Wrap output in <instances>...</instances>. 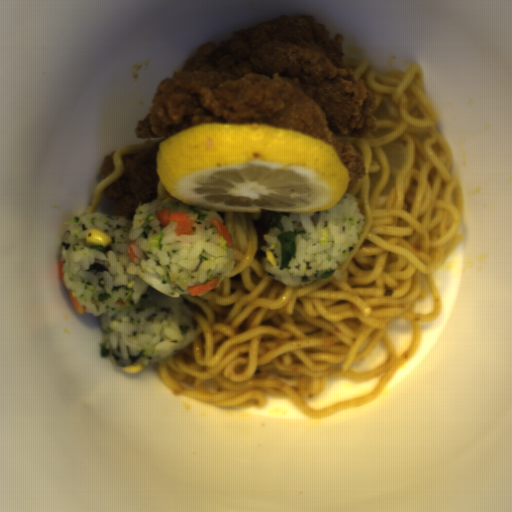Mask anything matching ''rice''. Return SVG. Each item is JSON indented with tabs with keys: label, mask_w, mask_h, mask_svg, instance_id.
Wrapping results in <instances>:
<instances>
[{
	"label": "rice",
	"mask_w": 512,
	"mask_h": 512,
	"mask_svg": "<svg viewBox=\"0 0 512 512\" xmlns=\"http://www.w3.org/2000/svg\"><path fill=\"white\" fill-rule=\"evenodd\" d=\"M189 211L191 236L177 235L175 222L160 227L155 210ZM210 219L225 225L217 211L160 199L135 208L130 218L97 211L73 220L61 244L66 290L100 318L101 356L122 368L147 367L184 349L197 336L196 317L186 300L188 288L218 278L235 268L233 245L218 234ZM111 237L107 246H87L88 230ZM137 241L130 262L128 245Z\"/></svg>",
	"instance_id": "1"
},
{
	"label": "rice",
	"mask_w": 512,
	"mask_h": 512,
	"mask_svg": "<svg viewBox=\"0 0 512 512\" xmlns=\"http://www.w3.org/2000/svg\"><path fill=\"white\" fill-rule=\"evenodd\" d=\"M365 225L350 193L325 211L290 212L264 232L261 264L271 278L290 287L326 281L360 241ZM267 249L276 259L266 260Z\"/></svg>",
	"instance_id": "2"
}]
</instances>
